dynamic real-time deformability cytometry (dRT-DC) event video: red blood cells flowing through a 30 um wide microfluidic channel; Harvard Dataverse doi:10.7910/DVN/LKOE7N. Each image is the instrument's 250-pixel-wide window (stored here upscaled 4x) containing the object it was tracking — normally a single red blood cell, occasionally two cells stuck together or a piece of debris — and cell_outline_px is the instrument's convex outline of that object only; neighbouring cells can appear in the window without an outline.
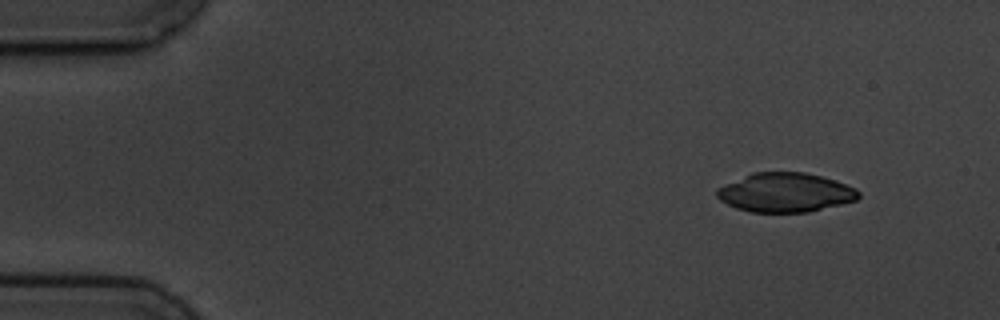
{"species": "common noctule bat (a hibernating species)", "species_latin": "Nyctalus noctula", "temperature_condition": "cold", "stored_images_in_passage": 4, "camera_frame_rate_fps": 3000, "um_per_image_px": 0.085, "animal": {"sex": "male", "body_mass_g": 19.5, "forearm_length_mm": 54.6}, "frame": {"image": 1, "passage_image": 1, "time_ms": 0.0, "image_size_px": [1000, 320], "cell_outline_px": [[860, 196], [856, 200], [808, 212], [752, 212], [736, 208], [720, 200], [716, 196], [716, 188], [724, 184], [752, 172], [804, 172], [820, 176], [856, 188], [860, 192]], "centroid_in_image_um": [66.71, 16.36], "position_along_channel_um": 18.3, "area_um2": 32.19}}